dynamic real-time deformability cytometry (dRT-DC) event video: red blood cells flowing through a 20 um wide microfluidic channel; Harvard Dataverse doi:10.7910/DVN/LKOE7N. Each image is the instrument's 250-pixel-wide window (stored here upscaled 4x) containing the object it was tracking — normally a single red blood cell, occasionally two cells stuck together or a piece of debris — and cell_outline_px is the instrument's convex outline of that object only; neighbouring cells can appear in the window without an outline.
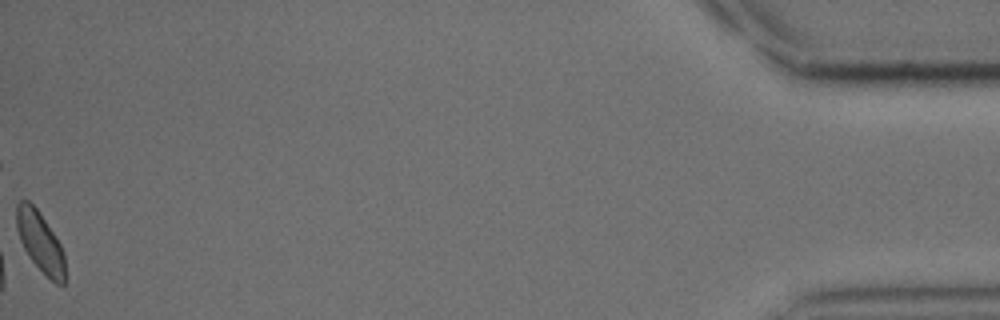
{"species": "common noctule bat (a hibernating species)", "species_latin": "Nyctalus noctula", "temperature_condition": "cold", "stored_images_in_passage": 47, "camera_frame_rate_fps": 3000, "um_per_image_px": 0.085, "animal": {"sex": "male", "body_mass_g": 15.6}, "frame": {"image": 1, "passage_image": 47, "time_ms": 15.333, "image_size_px": [1000, 320], "cell_outline_px": [[64, 284], [56, 284], [28, 256], [20, 240], [16, 224], [16, 204], [20, 200], [28, 200], [36, 208], [56, 236], [64, 252]], "centroid_in_image_um": [3.4, 20.52], "position_along_channel_um": 431.8, "area_um2": 16.7}}